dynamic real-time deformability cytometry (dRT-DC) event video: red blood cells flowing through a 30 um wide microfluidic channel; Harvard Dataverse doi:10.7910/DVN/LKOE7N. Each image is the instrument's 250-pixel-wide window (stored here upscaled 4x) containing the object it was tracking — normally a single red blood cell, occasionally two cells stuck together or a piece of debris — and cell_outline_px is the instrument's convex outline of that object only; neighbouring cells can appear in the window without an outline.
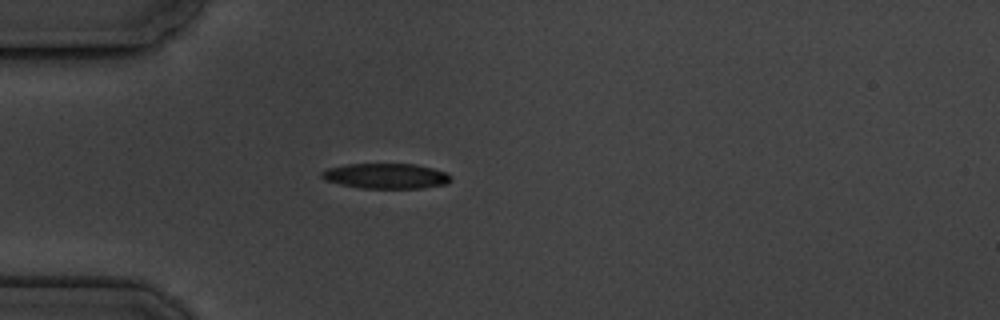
{"species": "common noctule bat (a hibernating species)", "species_latin": "Nyctalus noctula", "temperature_condition": "cold", "stored_images_in_passage": 1, "camera_frame_rate_fps": 3000, "um_per_image_px": 0.085, "animal": {"sex": "male", "body_mass_g": 19.5, "forearm_length_mm": 54.6}, "frame": {"image": 1, "passage_image": 1, "time_ms": 0.0, "image_size_px": [1000, 320], "cell_outline_px": [[452, 180], [448, 184], [420, 188], [360, 188], [340, 184], [324, 180], [320, 176], [320, 172], [328, 168], [348, 164], [416, 164], [448, 172], [452, 176]], "centroid_in_image_um": [32.84, 14.96], "position_along_channel_um": 52.2, "area_um2": 19.19}}